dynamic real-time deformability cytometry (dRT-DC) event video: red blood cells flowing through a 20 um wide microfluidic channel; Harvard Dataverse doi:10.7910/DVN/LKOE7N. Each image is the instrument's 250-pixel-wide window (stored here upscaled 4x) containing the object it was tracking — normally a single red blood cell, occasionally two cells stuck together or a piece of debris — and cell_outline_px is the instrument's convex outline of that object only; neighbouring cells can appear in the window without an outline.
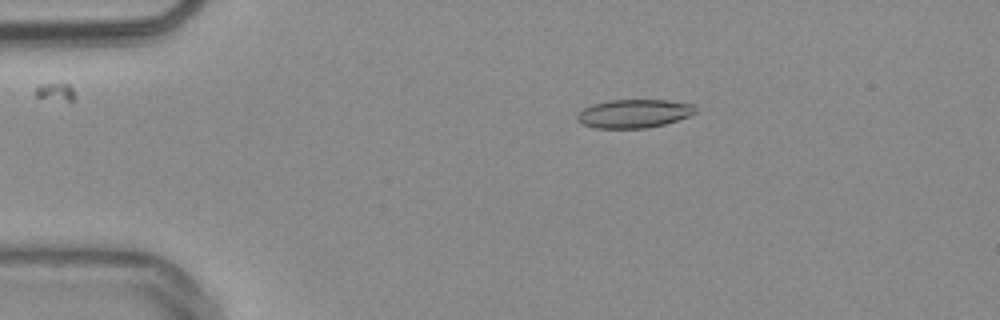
{"species": "common noctule bat (a hibernating species)", "species_latin": "Nyctalus noctula", "temperature_condition": "warm", "stored_images_in_passage": 32, "camera_frame_rate_fps": 3000, "um_per_image_px": 0.085, "animal": {"sex": "male", "body_mass_g": 20.4}, "frame": {"image": 1, "passage_image": 11, "time_ms": 3.333, "image_size_px": [1000, 320], "cell_outline_px": [[696, 112], [688, 116], [664, 124], [648, 128], [596, 128], [584, 124], [576, 120], [576, 116], [584, 108], [592, 104], [608, 100], [668, 100], [696, 104]], "centroid_in_image_um": [53.9, 9.64], "position_along_channel_um": 31.1, "area_um2": 19.65}}
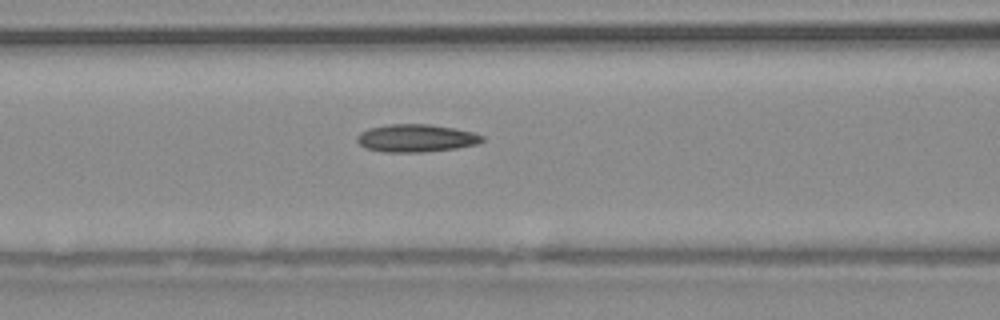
{"frame": {"image": 2, "passage_image": 23, "time_ms": 7.333, "image_size_px": [1000, 320], "cell_outline_px": [[484, 140], [476, 144], [456, 148], [424, 152], [384, 152], [364, 148], [356, 140], [356, 136], [360, 132], [368, 128], [388, 124], [428, 124], [452, 128], [472, 132], [484, 136]], "centroid_in_image_um": [35.32, 11.74], "position_along_channel_um": 131.3, "area_um2": 20.23}}
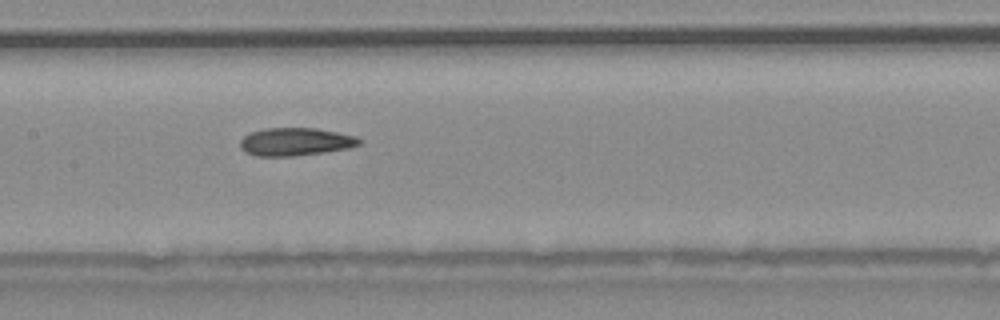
{"frame": {"image": 3, "passage_image": 27, "time_ms": 8.667, "image_size_px": [1000, 320], "cell_outline_px": [[360, 144], [348, 148], [324, 152], [292, 156], [256, 156], [244, 152], [240, 148], [240, 140], [244, 136], [252, 132], [264, 128], [316, 128], [356, 136], [360, 140]], "centroid_in_image_um": [25.07, 12.05], "position_along_channel_um": 182.3, "area_um2": 19.31}}